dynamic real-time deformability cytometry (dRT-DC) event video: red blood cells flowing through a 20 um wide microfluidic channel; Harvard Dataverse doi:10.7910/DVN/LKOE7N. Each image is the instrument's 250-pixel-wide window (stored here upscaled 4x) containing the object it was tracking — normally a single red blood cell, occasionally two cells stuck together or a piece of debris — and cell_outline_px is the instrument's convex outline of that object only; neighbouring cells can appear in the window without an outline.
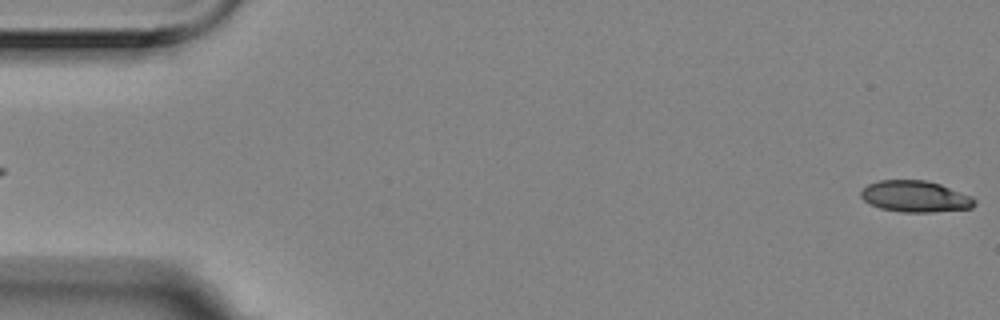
{"species": "Egyptian fruit bat (a non-hibernating species)", "species_latin": "Rousettus aegyptiacus", "temperature_condition": "room temperature", "stored_images_in_passage": 5, "camera_frame_rate_fps": 3000, "um_per_image_px": 0.085, "animal": {"sex": "female"}, "frame": {"image": 1, "passage_image": 1, "time_ms": 0.0, "image_size_px": [1000, 320], "cell_outline_px": [[976, 204], [972, 208], [932, 212], [904, 212], [880, 208], [864, 200], [860, 196], [860, 192], [868, 184], [880, 180], [924, 180], [940, 184], [972, 196], [976, 200]], "centroid_in_image_um": [77.82, 16.7], "position_along_channel_um": 7.2, "area_um2": 20.69}}
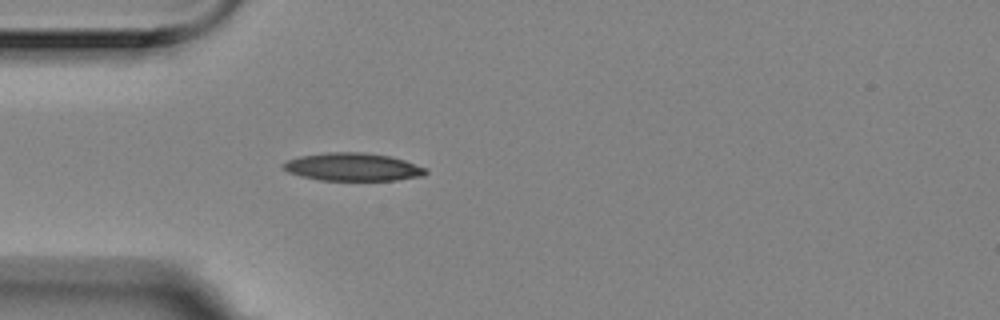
{"frame": {"image": 2, "passage_image": 5, "time_ms": 1.333, "image_size_px": [1000, 320], "cell_outline_px": [[428, 172], [424, 176], [396, 180], [320, 180], [300, 176], [288, 172], [280, 164], [288, 160], [300, 156], [324, 152], [364, 152], [388, 156], [404, 160], [428, 168]], "centroid_in_image_um": [30.0, 14.19], "position_along_channel_um": 55.0, "area_um2": 23.29}}